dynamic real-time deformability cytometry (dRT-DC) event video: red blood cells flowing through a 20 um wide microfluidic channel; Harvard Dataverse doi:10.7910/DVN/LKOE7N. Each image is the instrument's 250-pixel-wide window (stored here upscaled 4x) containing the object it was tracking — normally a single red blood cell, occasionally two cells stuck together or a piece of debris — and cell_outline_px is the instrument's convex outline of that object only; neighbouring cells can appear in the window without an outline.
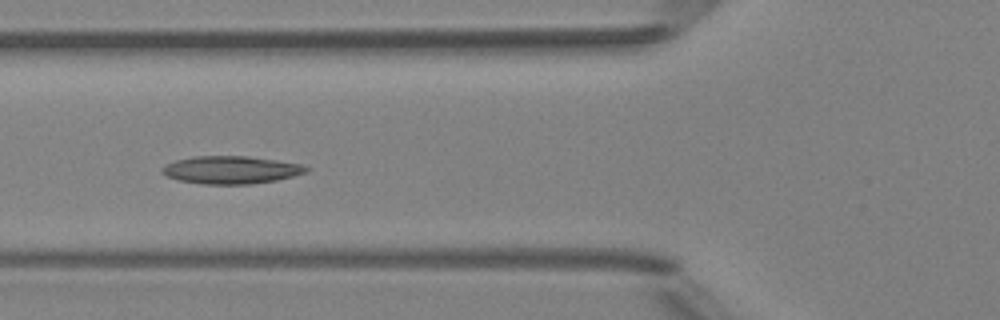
{"species": "Egyptian fruit bat (a non-hibernating species)", "species_latin": "Rousettus aegyptiacus", "temperature_condition": "room temperature", "stored_images_in_passage": 7, "camera_frame_rate_fps": 3000, "um_per_image_px": 0.085, "animal": {"sex": "female"}, "frame": {"image": 1, "passage_image": 5, "time_ms": 4.667, "image_size_px": [1000, 320], "cell_outline_px": [[308, 172], [276, 180], [252, 184], [204, 184], [180, 180], [168, 176], [160, 172], [160, 168], [176, 160], [192, 156], [248, 156], [304, 164], [308, 168]], "centroid_in_image_um": [19.65, 14.43], "position_along_channel_um": 106.1, "area_um2": 23.24}}
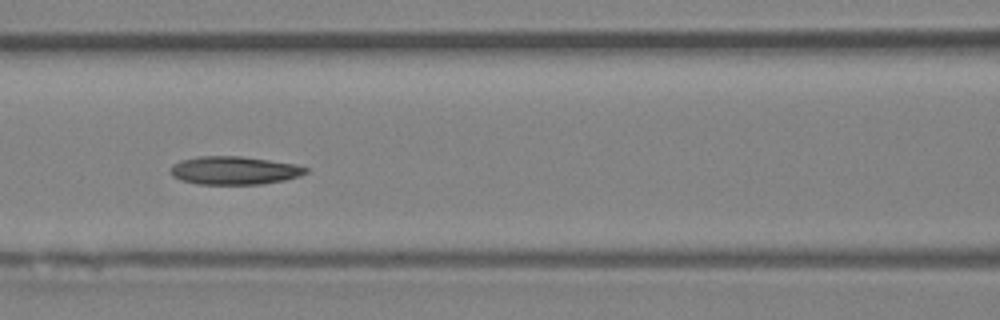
{"frame": {"image": 2, "passage_image": 6, "time_ms": 5.667, "image_size_px": [1000, 320], "cell_outline_px": [[308, 172], [300, 176], [284, 180], [264, 184], [196, 184], [180, 180], [172, 176], [168, 172], [172, 164], [180, 160], [200, 156], [240, 156], [296, 164], [308, 168]], "centroid_in_image_um": [19.88, 14.49], "position_along_channel_um": 146.7, "area_um2": 22.43}}
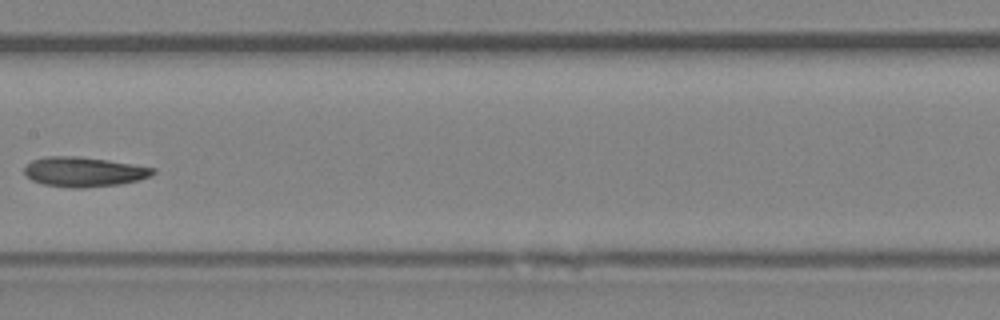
{"frame": {"image": 3, "passage_image": 7, "time_ms": 7.0, "image_size_px": [1000, 320], "cell_outline_px": [[156, 172], [152, 176], [120, 184], [84, 188], [72, 188], [44, 184], [32, 180], [24, 172], [24, 168], [32, 160], [48, 156], [80, 156], [108, 160], [156, 168]], "centroid_in_image_um": [7.15, 14.6], "position_along_channel_um": 200.2, "area_um2": 22.25}}